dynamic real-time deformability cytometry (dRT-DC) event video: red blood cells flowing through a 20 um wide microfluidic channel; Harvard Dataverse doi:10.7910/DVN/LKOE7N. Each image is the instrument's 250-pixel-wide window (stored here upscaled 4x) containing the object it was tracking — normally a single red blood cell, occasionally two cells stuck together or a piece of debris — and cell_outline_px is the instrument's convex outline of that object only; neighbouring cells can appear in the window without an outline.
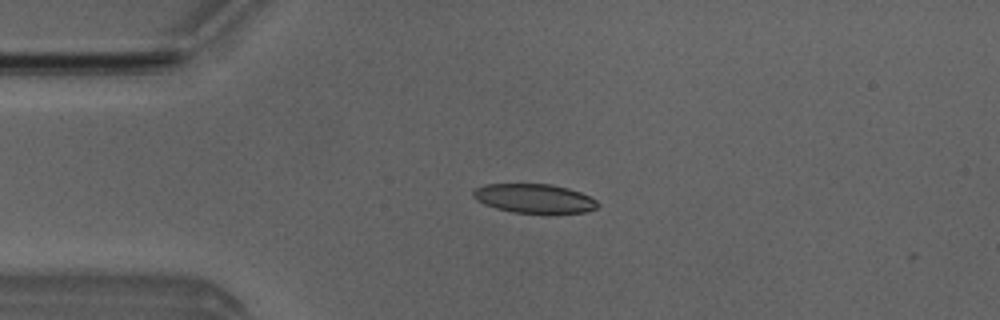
{"species": "Egyptian fruit bat (a non-hibernating species)", "species_latin": "Rousettus aegyptiacus", "temperature_condition": "room temperature", "stored_images_in_passage": 5, "camera_frame_rate_fps": 3000, "um_per_image_px": 0.085, "animal": {"sex": "male"}, "frame": {"image": 1, "passage_image": 4, "time_ms": 3.667, "image_size_px": [1000, 320], "cell_outline_px": [[600, 204], [596, 208], [588, 212], [512, 212], [496, 208], [484, 204], [476, 200], [472, 196], [472, 192], [476, 188], [484, 184], [552, 184], [568, 188], [580, 192], [596, 200]], "centroid_in_image_um": [45.39, 16.85], "position_along_channel_um": 39.6, "area_um2": 20.92}}